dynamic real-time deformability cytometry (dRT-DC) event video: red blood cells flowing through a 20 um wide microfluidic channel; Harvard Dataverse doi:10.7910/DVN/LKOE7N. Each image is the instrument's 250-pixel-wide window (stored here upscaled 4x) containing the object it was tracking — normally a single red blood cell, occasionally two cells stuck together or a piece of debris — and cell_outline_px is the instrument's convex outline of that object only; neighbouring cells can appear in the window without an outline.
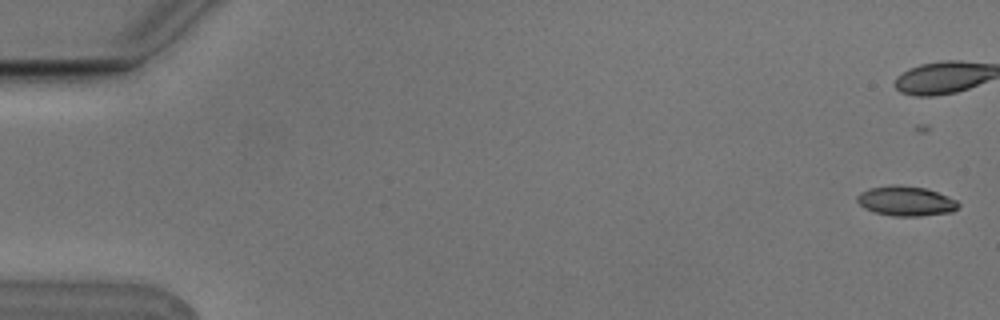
{"species": "Egyptian fruit bat (a non-hibernating species)", "species_latin": "Rousettus aegyptiacus", "temperature_condition": "cold", "stored_images_in_passage": 5, "camera_frame_rate_fps": 3000, "um_per_image_px": 0.085, "animal": {"sex": "male"}, "frame": {"image": 1, "passage_image": 1, "time_ms": 0.0, "image_size_px": [1000, 320], "cell_outline_px": [[960, 204], [952, 212], [920, 216], [892, 216], [876, 212], [864, 208], [856, 200], [856, 196], [860, 192], [868, 188], [892, 184], [924, 188], [948, 196], [956, 200]], "centroid_in_image_um": [76.97, 17.08], "position_along_channel_um": 8.0, "area_um2": 17.51}}